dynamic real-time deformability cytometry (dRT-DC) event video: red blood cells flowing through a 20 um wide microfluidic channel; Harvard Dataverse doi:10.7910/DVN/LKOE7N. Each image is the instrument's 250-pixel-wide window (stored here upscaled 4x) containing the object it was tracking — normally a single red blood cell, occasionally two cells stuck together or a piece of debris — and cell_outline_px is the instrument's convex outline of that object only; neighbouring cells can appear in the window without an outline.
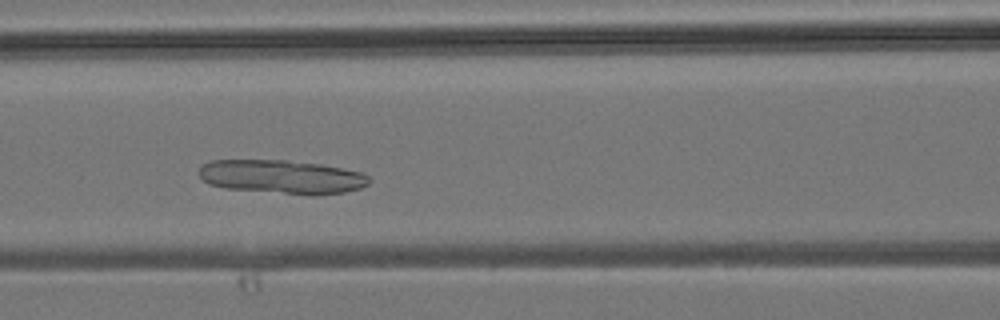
{"species": "common noctule bat (a hibernating species)", "species_latin": "Nyctalus noctula", "temperature_condition": "room temperature", "stored_images_in_passage": 31, "camera_frame_rate_fps": 3000, "um_per_image_px": 0.085, "animal": {"sex": "male", "body_mass_g": 19.2, "forearm_length_mm": 51.8}, "frame": {"image": 1, "passage_image": 7, "time_ms": 2.0, "image_size_px": [1000, 320], "cell_outline_px": [[372, 180], [368, 184], [360, 188], [344, 192], [316, 196], [312, 196], [224, 188], [208, 184], [200, 176], [200, 168], [204, 164], [212, 160], [288, 160], [320, 164], [360, 172], [368, 176]], "centroid_in_image_um": [23.98, 15.04], "position_along_channel_um": 142.6, "area_um2": 33.64}}
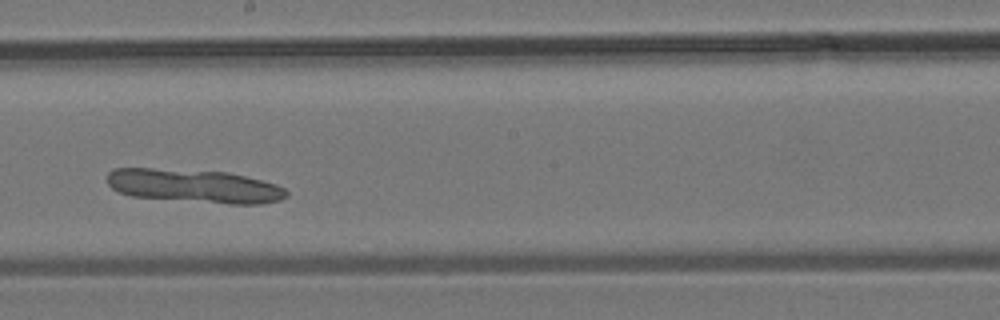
{"frame": {"image": 2, "passage_image": 13, "time_ms": 4.0, "image_size_px": [1000, 320], "cell_outline_px": [[288, 196], [280, 200], [260, 204], [228, 204], [132, 196], [120, 192], [112, 188], [108, 184], [108, 172], [112, 168], [152, 168], [228, 172], [276, 184], [284, 188], [288, 192]], "centroid_in_image_um": [16.52, 15.81], "position_along_channel_um": 231.7, "area_um2": 34.91}}
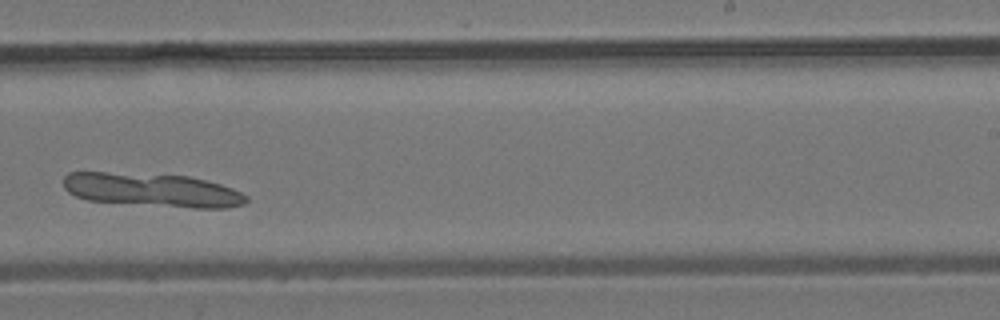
{"frame": {"image": 3, "passage_image": 16, "time_ms": 5.0, "image_size_px": [1000, 320], "cell_outline_px": [[248, 200], [244, 204], [228, 208], [192, 208], [88, 200], [76, 196], [68, 192], [64, 188], [64, 176], [68, 172], [108, 172], [188, 176], [220, 184], [232, 188], [248, 196]], "centroid_in_image_um": [12.95, 16.15], "position_along_channel_um": 276.1, "area_um2": 35.66}}